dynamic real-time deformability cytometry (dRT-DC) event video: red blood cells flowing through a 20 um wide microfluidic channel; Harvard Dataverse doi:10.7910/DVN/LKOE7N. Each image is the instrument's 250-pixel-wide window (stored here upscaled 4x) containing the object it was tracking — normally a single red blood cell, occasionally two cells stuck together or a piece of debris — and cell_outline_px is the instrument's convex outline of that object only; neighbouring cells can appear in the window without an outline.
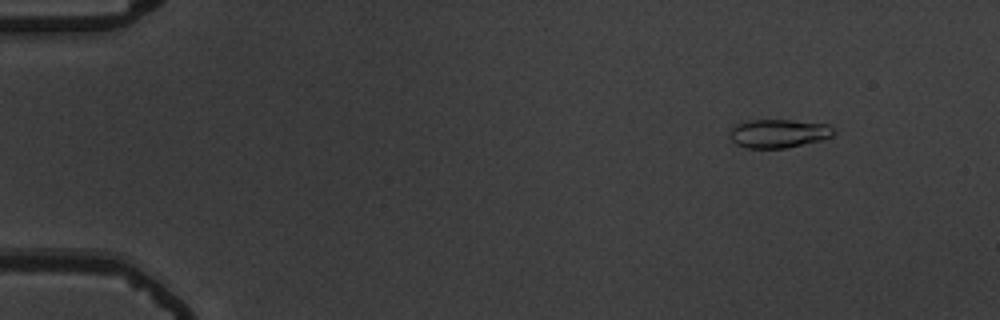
{"species": "common noctule bat (a hibernating species)", "species_latin": "Nyctalus noctula", "temperature_condition": "warm", "stored_images_in_passage": 56, "camera_frame_rate_fps": 3000, "um_per_image_px": 0.085, "animal": {"sex": "male", "body_mass_g": 19.5, "forearm_length_mm": 54.6}, "frame": {"image": 1, "passage_image": 7, "time_ms": 2.0, "image_size_px": [1000, 320], "cell_outline_px": [[836, 132], [832, 136], [820, 140], [784, 148], [748, 148], [736, 144], [728, 136], [732, 124], [748, 120], [788, 120], [828, 124]], "centroid_in_image_um": [66.11, 11.33], "position_along_channel_um": 18.9, "area_um2": 17.34}}
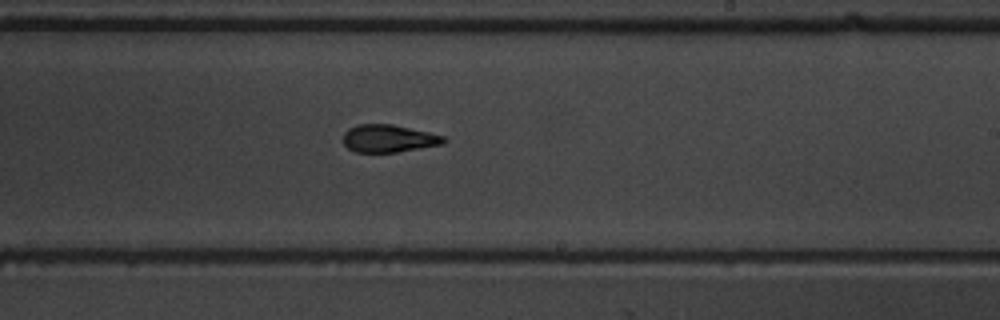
{"frame": {"image": 2, "passage_image": 35, "time_ms": 11.333, "image_size_px": [1000, 320], "cell_outline_px": [[448, 140], [444, 144], [396, 152], [356, 152], [348, 148], [344, 144], [344, 132], [348, 128], [360, 124], [392, 124], [428, 132], [444, 136]], "centroid_in_image_um": [33.05, 11.77], "position_along_channel_um": 256.0, "area_um2": 16.13}}
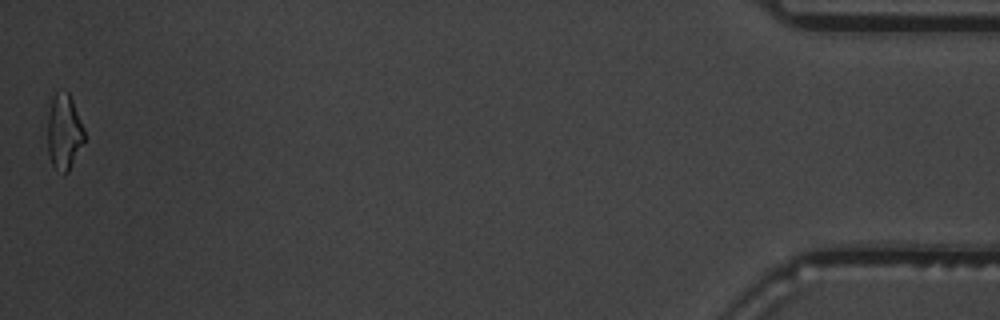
{"frame": {"image": 3, "passage_image": 56, "time_ms": 18.333, "image_size_px": [1000, 320], "cell_outline_px": [[84, 140], [68, 172], [64, 172], [52, 164], [48, 152], [48, 116], [52, 96], [56, 92], [68, 92], [72, 100], [84, 128]], "centroid_in_image_um": [5.44, 11.17], "position_along_channel_um": 429.8, "area_um2": 15.72}, "authors_computed_cell_mechanics": {"area_um2": 16.6175, "velocity_mm_per_s": 3.7246, "shape_relaxation_time_tau1_ms": 3.8418, "shape_relaxation_time_tau2_ms": 2.3861, "deformation_change_tau1": 0.1915, "deformation_change_tau2": 0.1112}}